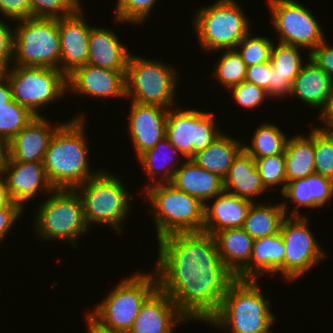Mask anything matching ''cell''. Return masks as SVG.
Wrapping results in <instances>:
<instances>
[{"label": "cell", "mask_w": 333, "mask_h": 333, "mask_svg": "<svg viewBox=\"0 0 333 333\" xmlns=\"http://www.w3.org/2000/svg\"><path fill=\"white\" fill-rule=\"evenodd\" d=\"M158 287L190 321L207 322L219 310L236 276L224 265L214 238L204 232L173 233L158 239Z\"/></svg>", "instance_id": "obj_1"}, {"label": "cell", "mask_w": 333, "mask_h": 333, "mask_svg": "<svg viewBox=\"0 0 333 333\" xmlns=\"http://www.w3.org/2000/svg\"><path fill=\"white\" fill-rule=\"evenodd\" d=\"M84 114L63 123L53 134L43 165L54 189H75L101 170L91 171Z\"/></svg>", "instance_id": "obj_2"}, {"label": "cell", "mask_w": 333, "mask_h": 333, "mask_svg": "<svg viewBox=\"0 0 333 333\" xmlns=\"http://www.w3.org/2000/svg\"><path fill=\"white\" fill-rule=\"evenodd\" d=\"M258 280L236 278L217 313L207 322L229 333H273L276 316Z\"/></svg>", "instance_id": "obj_3"}, {"label": "cell", "mask_w": 333, "mask_h": 333, "mask_svg": "<svg viewBox=\"0 0 333 333\" xmlns=\"http://www.w3.org/2000/svg\"><path fill=\"white\" fill-rule=\"evenodd\" d=\"M158 288L155 271L121 279L86 316L99 328L128 333L145 300Z\"/></svg>", "instance_id": "obj_4"}, {"label": "cell", "mask_w": 333, "mask_h": 333, "mask_svg": "<svg viewBox=\"0 0 333 333\" xmlns=\"http://www.w3.org/2000/svg\"><path fill=\"white\" fill-rule=\"evenodd\" d=\"M157 239L173 233L203 232L204 204L171 183L146 185Z\"/></svg>", "instance_id": "obj_5"}, {"label": "cell", "mask_w": 333, "mask_h": 333, "mask_svg": "<svg viewBox=\"0 0 333 333\" xmlns=\"http://www.w3.org/2000/svg\"><path fill=\"white\" fill-rule=\"evenodd\" d=\"M116 175L103 169L75 188L81 197L84 217L89 227L103 224L122 233V222L131 212L132 197L127 186Z\"/></svg>", "instance_id": "obj_6"}, {"label": "cell", "mask_w": 333, "mask_h": 333, "mask_svg": "<svg viewBox=\"0 0 333 333\" xmlns=\"http://www.w3.org/2000/svg\"><path fill=\"white\" fill-rule=\"evenodd\" d=\"M44 199L34 216L36 234L43 241L62 239L77 248L81 235L90 231L78 192L75 189H54Z\"/></svg>", "instance_id": "obj_7"}, {"label": "cell", "mask_w": 333, "mask_h": 333, "mask_svg": "<svg viewBox=\"0 0 333 333\" xmlns=\"http://www.w3.org/2000/svg\"><path fill=\"white\" fill-rule=\"evenodd\" d=\"M197 10L192 23L198 43L207 53L235 49L252 32L248 16L236 0H218Z\"/></svg>", "instance_id": "obj_8"}, {"label": "cell", "mask_w": 333, "mask_h": 333, "mask_svg": "<svg viewBox=\"0 0 333 333\" xmlns=\"http://www.w3.org/2000/svg\"><path fill=\"white\" fill-rule=\"evenodd\" d=\"M177 76L174 66L131 53L125 73L126 98L170 109L176 104Z\"/></svg>", "instance_id": "obj_9"}, {"label": "cell", "mask_w": 333, "mask_h": 333, "mask_svg": "<svg viewBox=\"0 0 333 333\" xmlns=\"http://www.w3.org/2000/svg\"><path fill=\"white\" fill-rule=\"evenodd\" d=\"M12 66L3 70L11 86L12 98L35 116H42L39 111L44 106L61 100L68 92L67 76L60 69Z\"/></svg>", "instance_id": "obj_10"}, {"label": "cell", "mask_w": 333, "mask_h": 333, "mask_svg": "<svg viewBox=\"0 0 333 333\" xmlns=\"http://www.w3.org/2000/svg\"><path fill=\"white\" fill-rule=\"evenodd\" d=\"M15 23L12 64L59 69L58 19L33 17Z\"/></svg>", "instance_id": "obj_11"}, {"label": "cell", "mask_w": 333, "mask_h": 333, "mask_svg": "<svg viewBox=\"0 0 333 333\" xmlns=\"http://www.w3.org/2000/svg\"><path fill=\"white\" fill-rule=\"evenodd\" d=\"M215 121L212 112L174 106L168 111L165 137L184 160L192 159L223 133Z\"/></svg>", "instance_id": "obj_12"}, {"label": "cell", "mask_w": 333, "mask_h": 333, "mask_svg": "<svg viewBox=\"0 0 333 333\" xmlns=\"http://www.w3.org/2000/svg\"><path fill=\"white\" fill-rule=\"evenodd\" d=\"M272 27L278 33L279 43L310 49L311 52L325 40L324 31L316 17L296 0H267Z\"/></svg>", "instance_id": "obj_13"}, {"label": "cell", "mask_w": 333, "mask_h": 333, "mask_svg": "<svg viewBox=\"0 0 333 333\" xmlns=\"http://www.w3.org/2000/svg\"><path fill=\"white\" fill-rule=\"evenodd\" d=\"M309 221L307 216L287 215L280 228L286 247L284 278L290 282L300 279L325 259V252L310 231Z\"/></svg>", "instance_id": "obj_14"}, {"label": "cell", "mask_w": 333, "mask_h": 333, "mask_svg": "<svg viewBox=\"0 0 333 333\" xmlns=\"http://www.w3.org/2000/svg\"><path fill=\"white\" fill-rule=\"evenodd\" d=\"M125 73L85 64L67 76V90L88 97L126 99Z\"/></svg>", "instance_id": "obj_15"}, {"label": "cell", "mask_w": 333, "mask_h": 333, "mask_svg": "<svg viewBox=\"0 0 333 333\" xmlns=\"http://www.w3.org/2000/svg\"><path fill=\"white\" fill-rule=\"evenodd\" d=\"M0 174L5 176L11 200L23 209L24 203L33 199L40 190L45 197L54 190L47 178L43 162H18L8 159Z\"/></svg>", "instance_id": "obj_16"}, {"label": "cell", "mask_w": 333, "mask_h": 333, "mask_svg": "<svg viewBox=\"0 0 333 333\" xmlns=\"http://www.w3.org/2000/svg\"><path fill=\"white\" fill-rule=\"evenodd\" d=\"M82 7L73 15L58 18L60 39L59 69L68 76L88 62L91 26L84 19Z\"/></svg>", "instance_id": "obj_17"}, {"label": "cell", "mask_w": 333, "mask_h": 333, "mask_svg": "<svg viewBox=\"0 0 333 333\" xmlns=\"http://www.w3.org/2000/svg\"><path fill=\"white\" fill-rule=\"evenodd\" d=\"M128 130L137 158L165 137L169 109L131 101Z\"/></svg>", "instance_id": "obj_18"}, {"label": "cell", "mask_w": 333, "mask_h": 333, "mask_svg": "<svg viewBox=\"0 0 333 333\" xmlns=\"http://www.w3.org/2000/svg\"><path fill=\"white\" fill-rule=\"evenodd\" d=\"M189 321L159 287L145 300L128 333H173Z\"/></svg>", "instance_id": "obj_19"}, {"label": "cell", "mask_w": 333, "mask_h": 333, "mask_svg": "<svg viewBox=\"0 0 333 333\" xmlns=\"http://www.w3.org/2000/svg\"><path fill=\"white\" fill-rule=\"evenodd\" d=\"M63 123H50L43 116H35L8 142L11 161L43 162L45 152L55 131Z\"/></svg>", "instance_id": "obj_20"}, {"label": "cell", "mask_w": 333, "mask_h": 333, "mask_svg": "<svg viewBox=\"0 0 333 333\" xmlns=\"http://www.w3.org/2000/svg\"><path fill=\"white\" fill-rule=\"evenodd\" d=\"M204 204L203 232L213 235L219 231L243 228L252 201L225 190Z\"/></svg>", "instance_id": "obj_21"}, {"label": "cell", "mask_w": 333, "mask_h": 333, "mask_svg": "<svg viewBox=\"0 0 333 333\" xmlns=\"http://www.w3.org/2000/svg\"><path fill=\"white\" fill-rule=\"evenodd\" d=\"M286 247L279 233L254 239L253 251L249 264L236 276L238 279H254L262 274L280 273L284 278V257Z\"/></svg>", "instance_id": "obj_22"}, {"label": "cell", "mask_w": 333, "mask_h": 333, "mask_svg": "<svg viewBox=\"0 0 333 333\" xmlns=\"http://www.w3.org/2000/svg\"><path fill=\"white\" fill-rule=\"evenodd\" d=\"M131 52L110 28L91 26L87 64L126 71Z\"/></svg>", "instance_id": "obj_23"}, {"label": "cell", "mask_w": 333, "mask_h": 333, "mask_svg": "<svg viewBox=\"0 0 333 333\" xmlns=\"http://www.w3.org/2000/svg\"><path fill=\"white\" fill-rule=\"evenodd\" d=\"M273 43L270 53L272 64L271 89L267 92L268 97H285L291 93L294 79L299 75L303 65L304 56L301 47L283 43Z\"/></svg>", "instance_id": "obj_24"}, {"label": "cell", "mask_w": 333, "mask_h": 333, "mask_svg": "<svg viewBox=\"0 0 333 333\" xmlns=\"http://www.w3.org/2000/svg\"><path fill=\"white\" fill-rule=\"evenodd\" d=\"M171 184L178 190L198 198L203 204L224 191V179L199 167L192 159L183 161Z\"/></svg>", "instance_id": "obj_25"}, {"label": "cell", "mask_w": 333, "mask_h": 333, "mask_svg": "<svg viewBox=\"0 0 333 333\" xmlns=\"http://www.w3.org/2000/svg\"><path fill=\"white\" fill-rule=\"evenodd\" d=\"M306 62L291 86L290 96L296 97L310 108L322 110L331 94L333 79L319 68L312 60Z\"/></svg>", "instance_id": "obj_26"}, {"label": "cell", "mask_w": 333, "mask_h": 333, "mask_svg": "<svg viewBox=\"0 0 333 333\" xmlns=\"http://www.w3.org/2000/svg\"><path fill=\"white\" fill-rule=\"evenodd\" d=\"M224 190L253 203L256 202L255 197L267 191L256 167L255 159L244 149L234 158L224 178Z\"/></svg>", "instance_id": "obj_27"}, {"label": "cell", "mask_w": 333, "mask_h": 333, "mask_svg": "<svg viewBox=\"0 0 333 333\" xmlns=\"http://www.w3.org/2000/svg\"><path fill=\"white\" fill-rule=\"evenodd\" d=\"M212 236L222 262L237 276L250 262L254 239L243 228L225 229Z\"/></svg>", "instance_id": "obj_28"}, {"label": "cell", "mask_w": 333, "mask_h": 333, "mask_svg": "<svg viewBox=\"0 0 333 333\" xmlns=\"http://www.w3.org/2000/svg\"><path fill=\"white\" fill-rule=\"evenodd\" d=\"M173 154H175V156ZM176 155L178 157L182 156L179 150L164 137L152 149L147 150L138 157L137 160L142 166V170L144 169V173H146L148 177H151L152 183L150 185L171 183L177 169L183 164L178 162L180 160L176 161V159H174V157H177ZM159 174H162L160 176L161 179L158 178L156 181L155 178L159 177Z\"/></svg>", "instance_id": "obj_29"}, {"label": "cell", "mask_w": 333, "mask_h": 333, "mask_svg": "<svg viewBox=\"0 0 333 333\" xmlns=\"http://www.w3.org/2000/svg\"><path fill=\"white\" fill-rule=\"evenodd\" d=\"M242 149V140L221 133L203 151L196 153L192 160L202 169L224 179L234 158Z\"/></svg>", "instance_id": "obj_30"}, {"label": "cell", "mask_w": 333, "mask_h": 333, "mask_svg": "<svg viewBox=\"0 0 333 333\" xmlns=\"http://www.w3.org/2000/svg\"><path fill=\"white\" fill-rule=\"evenodd\" d=\"M310 134L288 138L285 149L286 184L315 174L314 166V127Z\"/></svg>", "instance_id": "obj_31"}, {"label": "cell", "mask_w": 333, "mask_h": 333, "mask_svg": "<svg viewBox=\"0 0 333 333\" xmlns=\"http://www.w3.org/2000/svg\"><path fill=\"white\" fill-rule=\"evenodd\" d=\"M286 202L274 205L254 202L250 206L243 229L253 239H259L280 232L284 218L289 214Z\"/></svg>", "instance_id": "obj_32"}, {"label": "cell", "mask_w": 333, "mask_h": 333, "mask_svg": "<svg viewBox=\"0 0 333 333\" xmlns=\"http://www.w3.org/2000/svg\"><path fill=\"white\" fill-rule=\"evenodd\" d=\"M251 138V145L243 143V149L253 158H262L284 153L288 137L276 124L270 122L260 123Z\"/></svg>", "instance_id": "obj_33"}, {"label": "cell", "mask_w": 333, "mask_h": 333, "mask_svg": "<svg viewBox=\"0 0 333 333\" xmlns=\"http://www.w3.org/2000/svg\"><path fill=\"white\" fill-rule=\"evenodd\" d=\"M216 62L213 76L229 91L231 87L245 81L247 65L236 49L225 50Z\"/></svg>", "instance_id": "obj_34"}, {"label": "cell", "mask_w": 333, "mask_h": 333, "mask_svg": "<svg viewBox=\"0 0 333 333\" xmlns=\"http://www.w3.org/2000/svg\"><path fill=\"white\" fill-rule=\"evenodd\" d=\"M34 117L26 107L12 99L0 108V136L11 141Z\"/></svg>", "instance_id": "obj_35"}, {"label": "cell", "mask_w": 333, "mask_h": 333, "mask_svg": "<svg viewBox=\"0 0 333 333\" xmlns=\"http://www.w3.org/2000/svg\"><path fill=\"white\" fill-rule=\"evenodd\" d=\"M313 126L315 173L333 181V130Z\"/></svg>", "instance_id": "obj_36"}, {"label": "cell", "mask_w": 333, "mask_h": 333, "mask_svg": "<svg viewBox=\"0 0 333 333\" xmlns=\"http://www.w3.org/2000/svg\"><path fill=\"white\" fill-rule=\"evenodd\" d=\"M252 35L249 32L235 48L247 67L269 62L273 45L272 38L258 35L251 37Z\"/></svg>", "instance_id": "obj_37"}, {"label": "cell", "mask_w": 333, "mask_h": 333, "mask_svg": "<svg viewBox=\"0 0 333 333\" xmlns=\"http://www.w3.org/2000/svg\"><path fill=\"white\" fill-rule=\"evenodd\" d=\"M254 159L265 188L269 190L272 186L282 185V194L286 187L285 153Z\"/></svg>", "instance_id": "obj_38"}, {"label": "cell", "mask_w": 333, "mask_h": 333, "mask_svg": "<svg viewBox=\"0 0 333 333\" xmlns=\"http://www.w3.org/2000/svg\"><path fill=\"white\" fill-rule=\"evenodd\" d=\"M81 0H30L32 18H64L76 13Z\"/></svg>", "instance_id": "obj_39"}, {"label": "cell", "mask_w": 333, "mask_h": 333, "mask_svg": "<svg viewBox=\"0 0 333 333\" xmlns=\"http://www.w3.org/2000/svg\"><path fill=\"white\" fill-rule=\"evenodd\" d=\"M157 0H117L115 20L121 24L144 23Z\"/></svg>", "instance_id": "obj_40"}, {"label": "cell", "mask_w": 333, "mask_h": 333, "mask_svg": "<svg viewBox=\"0 0 333 333\" xmlns=\"http://www.w3.org/2000/svg\"><path fill=\"white\" fill-rule=\"evenodd\" d=\"M229 90L240 107L250 110L258 108L263 102L265 103L266 98L268 99L267 92L263 88L247 81L241 82Z\"/></svg>", "instance_id": "obj_41"}, {"label": "cell", "mask_w": 333, "mask_h": 333, "mask_svg": "<svg viewBox=\"0 0 333 333\" xmlns=\"http://www.w3.org/2000/svg\"><path fill=\"white\" fill-rule=\"evenodd\" d=\"M309 190V208H319L326 205L333 197V181L319 174L307 177Z\"/></svg>", "instance_id": "obj_42"}, {"label": "cell", "mask_w": 333, "mask_h": 333, "mask_svg": "<svg viewBox=\"0 0 333 333\" xmlns=\"http://www.w3.org/2000/svg\"><path fill=\"white\" fill-rule=\"evenodd\" d=\"M285 199L294 201L297 205L293 206V211L289 215H302L297 210L298 206L309 207V190L307 178L296 179L287 182L285 190L281 194Z\"/></svg>", "instance_id": "obj_43"}, {"label": "cell", "mask_w": 333, "mask_h": 333, "mask_svg": "<svg viewBox=\"0 0 333 333\" xmlns=\"http://www.w3.org/2000/svg\"><path fill=\"white\" fill-rule=\"evenodd\" d=\"M0 19V67L5 70L11 66L13 59L14 28Z\"/></svg>", "instance_id": "obj_44"}, {"label": "cell", "mask_w": 333, "mask_h": 333, "mask_svg": "<svg viewBox=\"0 0 333 333\" xmlns=\"http://www.w3.org/2000/svg\"><path fill=\"white\" fill-rule=\"evenodd\" d=\"M0 13L15 22L32 18L30 0H0Z\"/></svg>", "instance_id": "obj_45"}, {"label": "cell", "mask_w": 333, "mask_h": 333, "mask_svg": "<svg viewBox=\"0 0 333 333\" xmlns=\"http://www.w3.org/2000/svg\"><path fill=\"white\" fill-rule=\"evenodd\" d=\"M271 77L272 64L269 61L255 64L254 66H248L245 81L253 83L268 92L271 89Z\"/></svg>", "instance_id": "obj_46"}, {"label": "cell", "mask_w": 333, "mask_h": 333, "mask_svg": "<svg viewBox=\"0 0 333 333\" xmlns=\"http://www.w3.org/2000/svg\"><path fill=\"white\" fill-rule=\"evenodd\" d=\"M327 39L309 52V59L333 79V45Z\"/></svg>", "instance_id": "obj_47"}, {"label": "cell", "mask_w": 333, "mask_h": 333, "mask_svg": "<svg viewBox=\"0 0 333 333\" xmlns=\"http://www.w3.org/2000/svg\"><path fill=\"white\" fill-rule=\"evenodd\" d=\"M21 206H6L0 208V243L3 238L8 235V231L12 228L14 223L18 221L23 213Z\"/></svg>", "instance_id": "obj_48"}, {"label": "cell", "mask_w": 333, "mask_h": 333, "mask_svg": "<svg viewBox=\"0 0 333 333\" xmlns=\"http://www.w3.org/2000/svg\"><path fill=\"white\" fill-rule=\"evenodd\" d=\"M320 115H318L322 123L325 124L322 126H319L317 128L324 129V130H333V88L331 91V94L328 97V100L326 102L325 107L320 111Z\"/></svg>", "instance_id": "obj_49"}, {"label": "cell", "mask_w": 333, "mask_h": 333, "mask_svg": "<svg viewBox=\"0 0 333 333\" xmlns=\"http://www.w3.org/2000/svg\"><path fill=\"white\" fill-rule=\"evenodd\" d=\"M12 90L6 74H0V108L12 100Z\"/></svg>", "instance_id": "obj_50"}, {"label": "cell", "mask_w": 333, "mask_h": 333, "mask_svg": "<svg viewBox=\"0 0 333 333\" xmlns=\"http://www.w3.org/2000/svg\"><path fill=\"white\" fill-rule=\"evenodd\" d=\"M6 206H20V205L14 203L11 200L8 194L7 185L4 176L0 174V208Z\"/></svg>", "instance_id": "obj_51"}, {"label": "cell", "mask_w": 333, "mask_h": 333, "mask_svg": "<svg viewBox=\"0 0 333 333\" xmlns=\"http://www.w3.org/2000/svg\"><path fill=\"white\" fill-rule=\"evenodd\" d=\"M9 157L8 142L0 136V172Z\"/></svg>", "instance_id": "obj_52"}, {"label": "cell", "mask_w": 333, "mask_h": 333, "mask_svg": "<svg viewBox=\"0 0 333 333\" xmlns=\"http://www.w3.org/2000/svg\"><path fill=\"white\" fill-rule=\"evenodd\" d=\"M85 318L87 319L86 326H87L88 333H117V332L105 331V330L97 327L87 316Z\"/></svg>", "instance_id": "obj_53"}, {"label": "cell", "mask_w": 333, "mask_h": 333, "mask_svg": "<svg viewBox=\"0 0 333 333\" xmlns=\"http://www.w3.org/2000/svg\"><path fill=\"white\" fill-rule=\"evenodd\" d=\"M3 73V69L0 67V74H2Z\"/></svg>", "instance_id": "obj_54"}]
</instances>
